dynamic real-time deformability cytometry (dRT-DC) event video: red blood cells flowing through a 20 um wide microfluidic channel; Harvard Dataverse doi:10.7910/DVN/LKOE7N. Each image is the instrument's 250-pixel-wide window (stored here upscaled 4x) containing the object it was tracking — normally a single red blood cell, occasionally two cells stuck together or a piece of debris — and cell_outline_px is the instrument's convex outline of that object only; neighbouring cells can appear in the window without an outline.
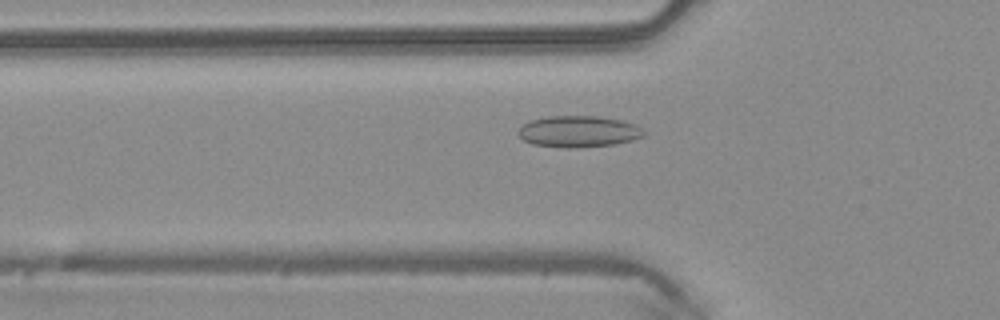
{"species": "common noctule bat (a hibernating species)", "species_latin": "Nyctalus noctula", "temperature_condition": "warm", "stored_images_in_passage": 49, "camera_frame_rate_fps": 3000, "um_per_image_px": 0.085, "animal": {"sex": "male", "body_mass_g": 20.4}, "frame": {"image": 1, "passage_image": 16, "time_ms": 5.0, "image_size_px": [1000, 320], "cell_outline_px": [[648, 132], [644, 136], [632, 140], [616, 144], [572, 148], [568, 148], [532, 144], [524, 140], [516, 132], [524, 124], [532, 120], [548, 116], [596, 116], [620, 120], [636, 124]], "centroid_in_image_um": [49.22, 11.18], "position_along_channel_um": 76.6, "area_um2": 23.0}}
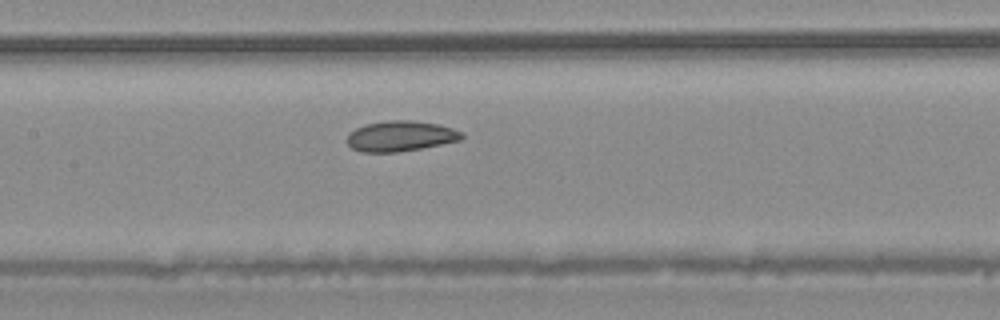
{"frame": {"image": 2, "passage_image": 23, "time_ms": 7.333, "image_size_px": [1000, 320], "cell_outline_px": [[464, 136], [460, 140], [420, 148], [396, 152], [364, 152], [352, 148], [348, 144], [348, 132], [364, 124], [388, 120], [412, 120], [440, 124], [464, 132]], "centroid_in_image_um": [34.05, 11.55], "position_along_channel_um": 173.3, "area_um2": 20.35}}
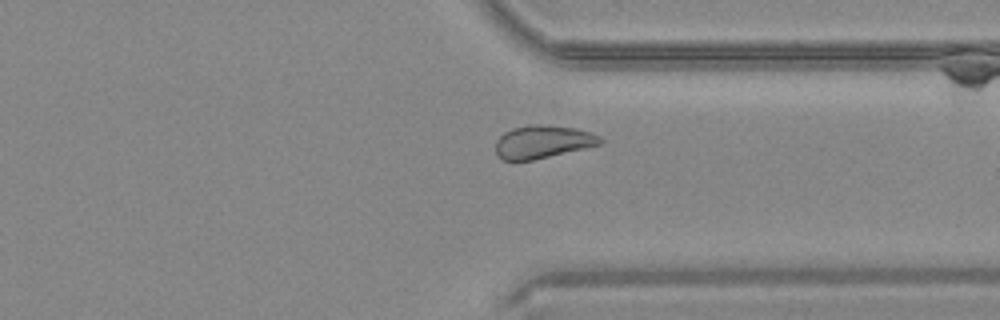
{"frame": {"image": 3, "passage_image": 37, "time_ms": 12.0, "image_size_px": [1000, 320], "cell_outline_px": [[604, 140], [600, 144], [584, 148], [532, 160], [504, 160], [496, 152], [496, 140], [504, 132], [512, 128], [528, 124], [544, 124], [576, 128], [592, 132], [600, 136]], "centroid_in_image_um": [46.14, 12.03], "position_along_channel_um": 365.3, "area_um2": 20.06}, "authors_computed_cell_mechanics": {"area_um2": 21.964, "velocity_mm_per_s": 4.1159, "shape_relaxation_time_tau1_ms": null, "shape_relaxation_time_tau2_ms": 2.3484, "deformation_change_tau1": null, "deformation_change_tau2": 0.0593}}